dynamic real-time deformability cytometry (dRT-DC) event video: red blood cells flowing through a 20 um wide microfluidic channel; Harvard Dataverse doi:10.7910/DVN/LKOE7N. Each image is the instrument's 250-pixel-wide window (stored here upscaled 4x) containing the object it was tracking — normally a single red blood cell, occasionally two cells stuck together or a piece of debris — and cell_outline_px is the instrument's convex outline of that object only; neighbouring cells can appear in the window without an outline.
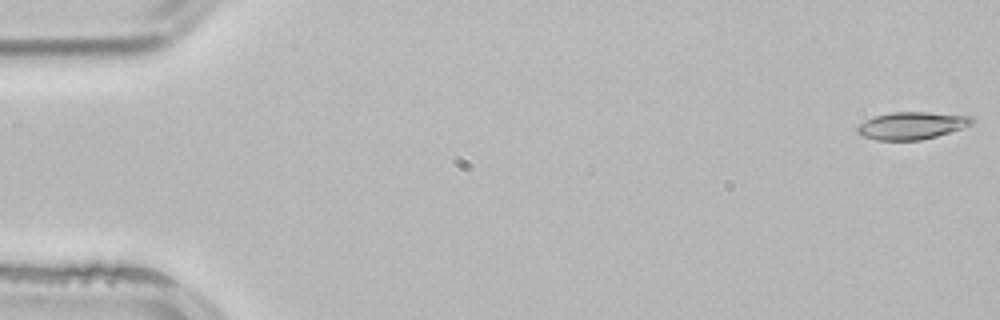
{"species": "common noctule bat (a hibernating species)", "species_latin": "Nyctalus noctula", "temperature_condition": "room temperature", "stored_images_in_passage": 52, "camera_frame_rate_fps": 3000, "um_per_image_px": 0.085, "animal": {"sex": "male", "body_mass_g": 21.5, "forearm_length_mm": 52.0}, "frame": {"image": 1, "passage_image": 1, "time_ms": 0.0, "image_size_px": [1000, 320], "cell_outline_px": [[976, 120], [972, 124], [936, 136], [920, 140], [876, 140], [860, 136], [856, 132], [856, 128], [860, 124], [876, 116], [892, 112], [928, 112], [972, 116]], "centroid_in_image_um": [77.49, 10.67], "position_along_channel_um": 7.5, "area_um2": 18.15}}
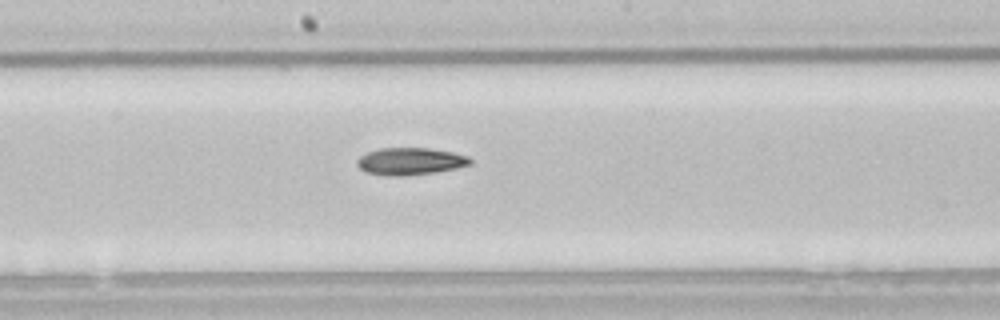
{"frame": {"image": 2, "passage_image": 28, "time_ms": 9.0, "image_size_px": [1000, 320], "cell_outline_px": [[472, 164], [456, 168], [436, 172], [404, 176], [388, 176], [364, 172], [356, 164], [356, 160], [360, 156], [368, 152], [380, 148], [428, 148], [452, 152], [468, 156], [472, 160]], "centroid_in_image_um": [34.86, 13.72], "position_along_channel_um": 213.3, "area_um2": 18.03}}
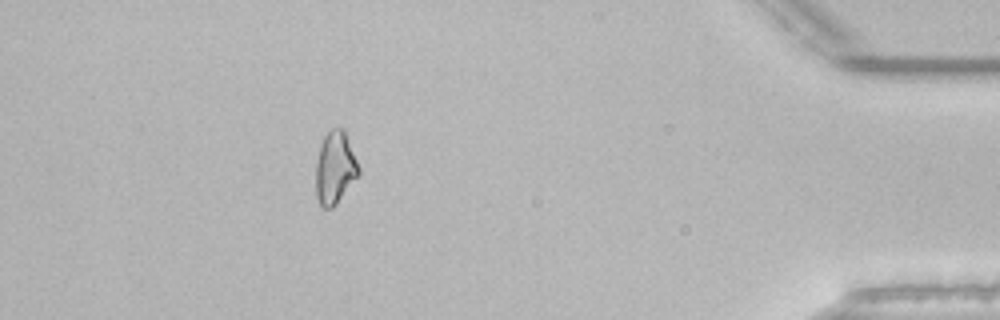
{"frame": {"image": 3, "passage_image": 47, "time_ms": 15.333, "image_size_px": [1000, 320], "cell_outline_px": [[360, 172], [336, 204], [332, 208], [320, 208], [316, 196], [316, 164], [320, 144], [324, 136], [332, 128], [344, 128], [360, 168]], "centroid_in_image_um": [28.46, 14.26], "position_along_channel_um": 406.7, "area_um2": 18.09}, "authors_computed_cell_mechanics": {"area_um2": 18.0336, "velocity_mm_per_s": 3.8927, "shape_relaxation_time_tau1_ms": 11.3113, "shape_relaxation_time_tau2_ms": null, "deformation_change_tau1": 0.2147, "deformation_change_tau2": null}}